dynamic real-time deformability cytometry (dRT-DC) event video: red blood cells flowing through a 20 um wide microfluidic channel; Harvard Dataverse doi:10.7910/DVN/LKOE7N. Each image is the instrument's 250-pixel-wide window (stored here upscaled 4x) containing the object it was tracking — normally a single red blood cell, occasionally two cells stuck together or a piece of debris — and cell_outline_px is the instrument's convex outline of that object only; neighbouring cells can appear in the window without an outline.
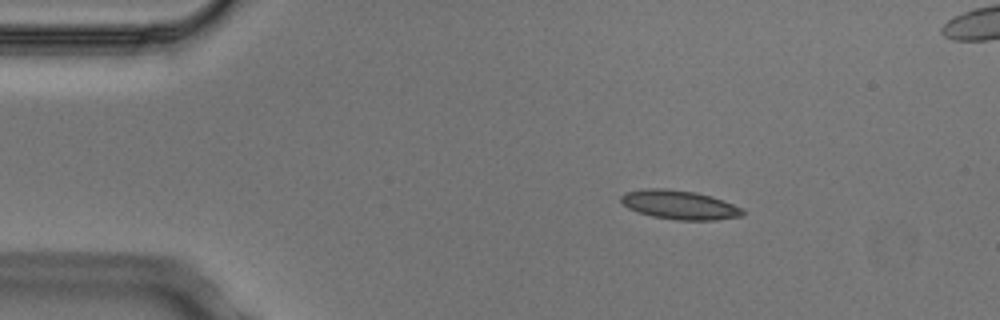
{"species": "Egyptian fruit bat (a non-hibernating species)", "species_latin": "Rousettus aegyptiacus", "temperature_condition": "cold", "stored_images_in_passage": 5, "camera_frame_rate_fps": 3000, "um_per_image_px": 0.085, "animal": {"sex": "male"}, "frame": {"image": 1, "passage_image": 2, "time_ms": 0.333, "image_size_px": [1000, 320], "cell_outline_px": [[744, 216], [716, 220], [676, 220], [652, 216], [636, 212], [628, 208], [620, 200], [620, 196], [624, 192], [644, 188], [664, 188], [696, 192], [712, 196], [744, 208]], "centroid_in_image_um": [57.76, 17.41], "position_along_channel_um": 27.2, "area_um2": 20.87}}
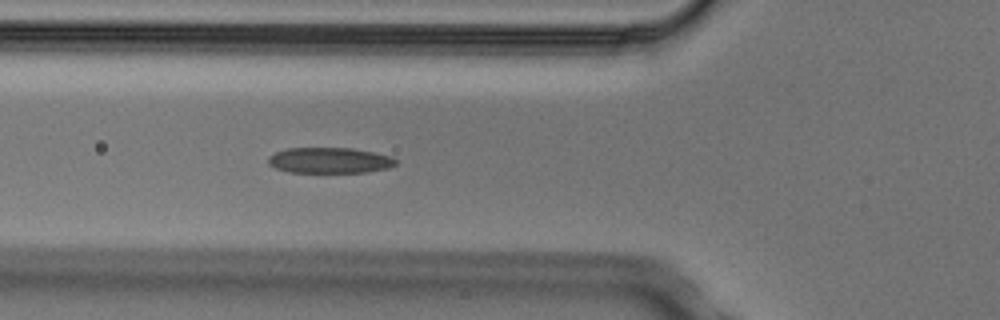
{"frame": {"image": 2, "passage_image": 5, "time_ms": 1.333, "image_size_px": [1000, 320], "cell_outline_px": [[396, 164], [388, 168], [364, 172], [288, 172], [276, 168], [268, 164], [268, 156], [276, 152], [288, 148], [352, 148], [392, 156], [396, 160]], "centroid_in_image_um": [28.0, 13.63], "position_along_channel_um": 97.8, "area_um2": 19.02}}